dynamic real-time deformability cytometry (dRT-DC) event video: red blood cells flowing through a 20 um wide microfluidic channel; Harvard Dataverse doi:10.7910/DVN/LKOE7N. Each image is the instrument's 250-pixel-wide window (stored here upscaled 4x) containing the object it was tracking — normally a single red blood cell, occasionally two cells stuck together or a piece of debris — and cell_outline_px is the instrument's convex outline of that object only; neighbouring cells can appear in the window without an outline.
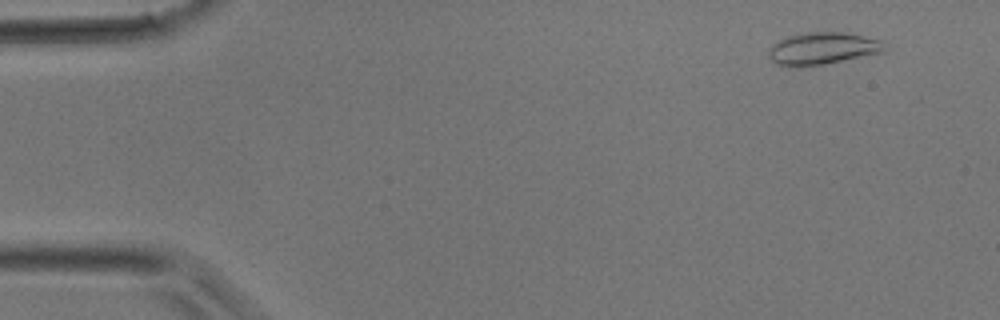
{"species": "common noctule bat (a hibernating species)", "species_latin": "Nyctalus noctula", "temperature_condition": "room temperature", "stored_images_in_passage": 39, "camera_frame_rate_fps": 3000, "um_per_image_px": 0.085, "animal": {"sex": "male", "body_mass_g": 17.9}, "frame": {"image": 1, "passage_image": 3, "time_ms": 0.667, "image_size_px": [1000, 320], "cell_outline_px": [[888, 48], [884, 52], [824, 64], [788, 68], [776, 64], [768, 56], [768, 48], [772, 44], [788, 36], [804, 32], [844, 32], [884, 40]], "centroid_in_image_um": [69.93, 4.12], "position_along_channel_um": 15.1, "area_um2": 22.14}}
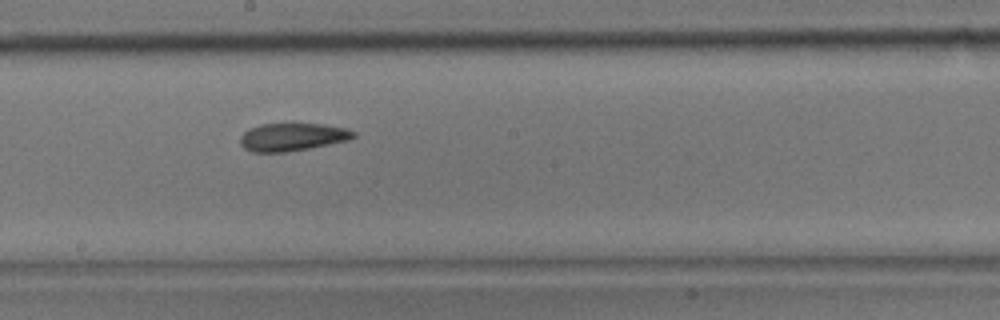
{"frame": {"image": 2, "passage_image": 21, "time_ms": 6.667, "image_size_px": [1000, 320], "cell_outline_px": [[356, 136], [348, 140], [308, 148], [284, 152], [252, 152], [244, 148], [240, 144], [240, 136], [248, 128], [260, 124], [324, 124], [344, 128], [356, 132]], "centroid_in_image_um": [24.81, 11.64], "position_along_channel_um": 223.4, "area_um2": 18.26}}
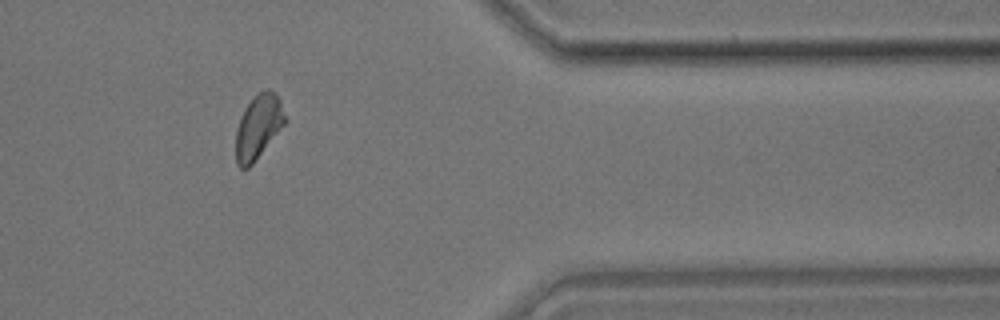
{"frame": {"image": 3, "passage_image": 32, "time_ms": 10.333, "image_size_px": [1000, 320], "cell_outline_px": [[288, 120], [252, 164], [248, 168], [240, 168], [236, 164], [236, 128], [240, 116], [244, 108], [264, 88], [268, 88], [280, 100]], "centroid_in_image_um": [21.95, 10.78], "position_along_channel_um": 389.4, "area_um2": 18.26}}